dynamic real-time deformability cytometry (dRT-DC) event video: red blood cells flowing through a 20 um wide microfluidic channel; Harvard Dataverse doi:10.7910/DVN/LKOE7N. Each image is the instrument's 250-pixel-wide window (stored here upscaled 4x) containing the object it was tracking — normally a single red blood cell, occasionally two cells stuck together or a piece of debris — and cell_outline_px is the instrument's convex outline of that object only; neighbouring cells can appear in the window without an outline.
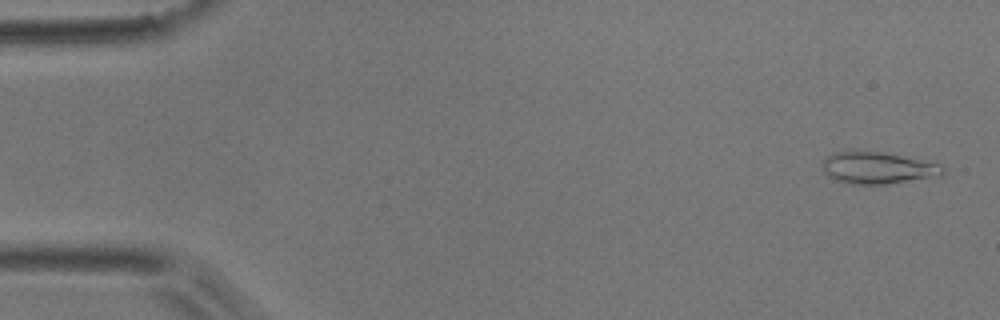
{"species": "common noctule bat (a hibernating species)", "species_latin": "Nyctalus noctula", "temperature_condition": "room temperature", "stored_images_in_passage": 54, "camera_frame_rate_fps": 3000, "um_per_image_px": 0.085, "animal": {"sex": "male", "body_mass_g": 17.9}, "frame": {"image": 1, "passage_image": 2, "time_ms": 0.333, "image_size_px": [1000, 320], "cell_outline_px": [[944, 172], [940, 176], [884, 184], [848, 184], [836, 180], [828, 176], [824, 172], [824, 160], [828, 156], [836, 152], [852, 148], [880, 152], [940, 164], [944, 168]], "centroid_in_image_um": [74.56, 14.25], "position_along_channel_um": 10.4, "area_um2": 22.37}}
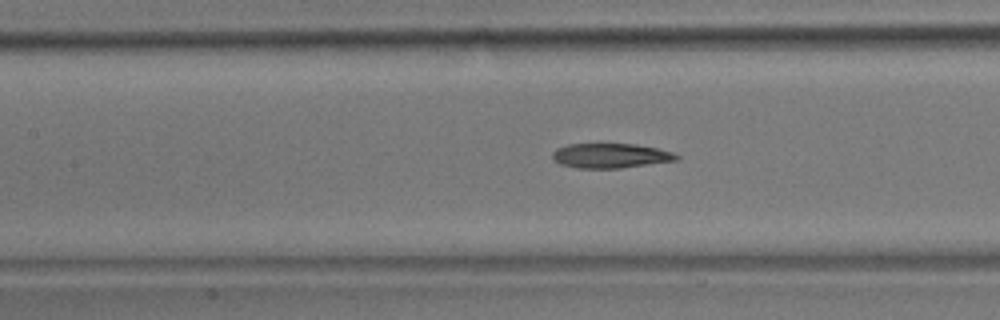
{"frame": {"image": 2, "passage_image": 24, "time_ms": 7.667, "image_size_px": [1000, 320], "cell_outline_px": [[680, 160], [620, 168], [576, 168], [560, 164], [552, 160], [552, 152], [556, 148], [568, 144], [636, 144], [656, 148], [672, 152], [680, 156]], "centroid_in_image_um": [51.88, 13.24], "position_along_channel_um": 155.5, "area_um2": 17.98}}
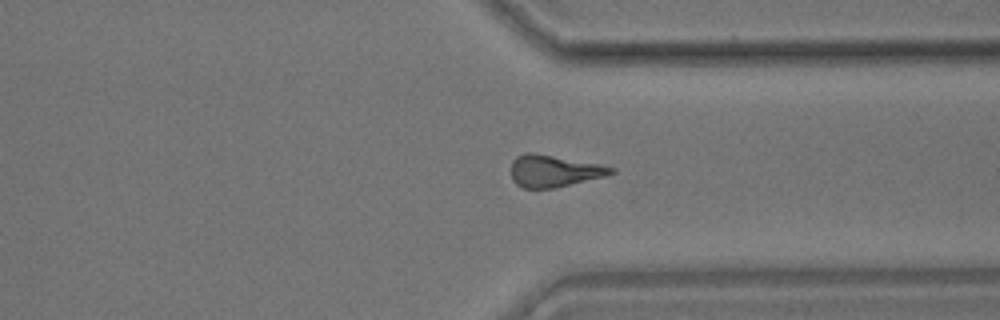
{"frame": {"image": 3, "passage_image": 41, "time_ms": 13.333, "image_size_px": [1000, 320], "cell_outline_px": [[616, 172], [604, 176], [556, 188], [524, 188], [516, 184], [512, 180], [512, 160], [516, 156], [524, 152], [532, 152], [600, 164], [616, 168]], "centroid_in_image_um": [47.08, 14.53], "position_along_channel_um": 364.3, "area_um2": 18.61}, "authors_computed_cell_mechanics": {"area_um2": 18.6694, "velocity_mm_per_s": 3.6943, "shape_relaxation_time_tau1_ms": null, "shape_relaxation_time_tau2_ms": 6.8226, "deformation_change_tau1": null, "deformation_change_tau2": 0.2093}}